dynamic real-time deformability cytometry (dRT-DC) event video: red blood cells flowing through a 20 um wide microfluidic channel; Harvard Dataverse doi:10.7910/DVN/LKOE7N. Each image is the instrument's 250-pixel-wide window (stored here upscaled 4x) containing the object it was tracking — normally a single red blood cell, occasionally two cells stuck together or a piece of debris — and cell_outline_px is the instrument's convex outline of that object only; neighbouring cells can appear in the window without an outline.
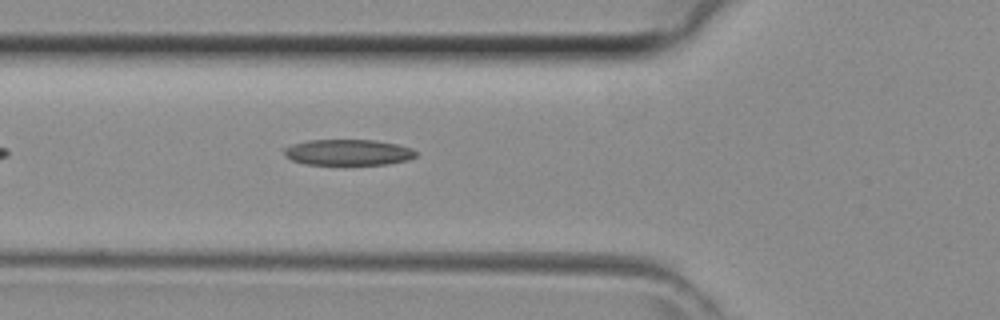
{"species": "common noctule bat (a hibernating species)", "species_latin": "Nyctalus noctula", "temperature_condition": "room temperature", "stored_images_in_passage": 33, "camera_frame_rate_fps": 3000, "um_per_image_px": 0.085, "animal": {"sex": "female", "body_mass_g": 29.2, "forearm_length_mm": 56.3}, "frame": {"image": 1, "passage_image": 5, "time_ms": 1.333, "image_size_px": [1000, 320], "cell_outline_px": [[416, 156], [408, 160], [384, 164], [304, 164], [292, 160], [284, 156], [284, 148], [292, 144], [308, 140], [376, 140], [396, 144], [412, 148], [416, 152]], "centroid_in_image_um": [29.57, 12.94], "position_along_channel_um": 96.2, "area_um2": 19.83}}
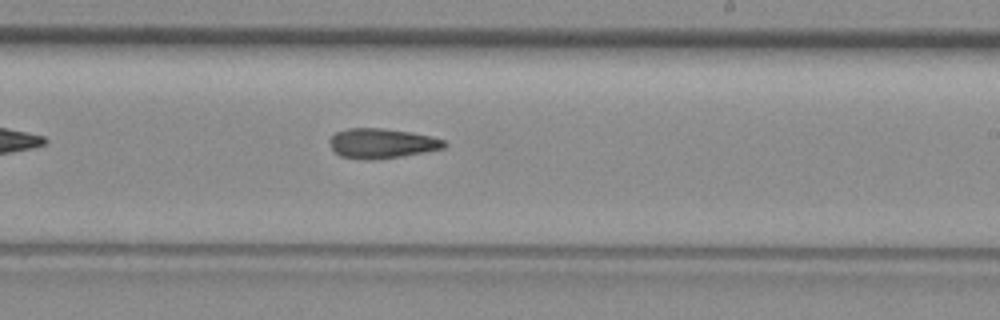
{"frame": {"image": 2, "passage_image": 15, "time_ms": 4.667, "image_size_px": [1000, 320], "cell_outline_px": [[448, 144], [444, 148], [372, 160], [368, 160], [340, 156], [332, 148], [328, 140], [336, 132], [348, 128], [380, 128], [412, 132], [432, 136], [444, 140]], "centroid_in_image_um": [32.44, 12.17], "position_along_channel_um": 256.6, "area_um2": 19.65}}
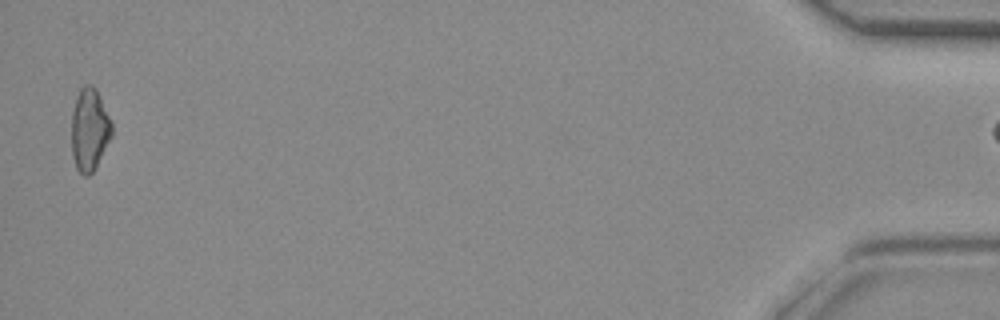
{"frame": {"image": 3, "passage_image": 32, "time_ms": 10.333, "image_size_px": [1000, 320], "cell_outline_px": [[112, 136], [92, 172], [88, 176], [84, 176], [76, 168], [72, 156], [72, 112], [76, 96], [80, 88], [84, 84], [92, 84], [96, 88], [112, 124]], "centroid_in_image_um": [7.59, 10.99], "position_along_channel_um": 427.6, "area_um2": 19.25}}